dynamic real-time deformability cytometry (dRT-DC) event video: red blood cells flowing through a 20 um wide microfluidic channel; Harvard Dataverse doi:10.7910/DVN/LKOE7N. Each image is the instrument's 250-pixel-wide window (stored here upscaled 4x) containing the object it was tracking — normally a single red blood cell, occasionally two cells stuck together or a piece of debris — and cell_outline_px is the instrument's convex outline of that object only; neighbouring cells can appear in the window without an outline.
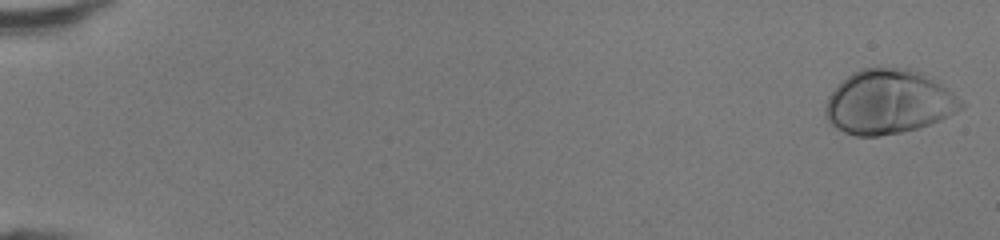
{"species": "human", "species_latin": "Homo sapiens", "temperature_condition": "room temperature", "stored_images_in_passage": 48, "camera_frame_rate_fps": 3000, "um_per_image_px": 0.085, "donor": {"sex": "female"}, "frame": {"image": 1, "passage_image": 1, "time_ms": 0.0, "image_size_px": [1000, 240], "cell_outline_px": [[964, 108], [940, 120], [916, 128], [900, 132], [880, 136], [856, 136], [844, 132], [836, 128], [824, 116], [824, 108], [828, 96], [852, 72], [860, 68], [892, 64], [916, 68], [952, 92], [964, 104]], "centroid_in_image_um": [75.51, 8.61], "position_along_channel_um": 9.5, "area_um2": 51.38}}
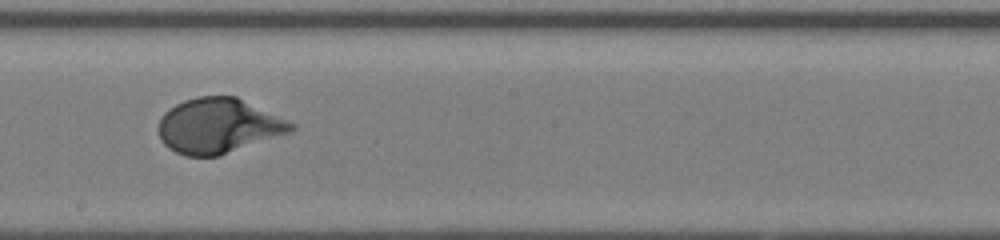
{"frame": {"image": 2, "passage_image": 29, "time_ms": 9.333, "image_size_px": [1000, 240], "cell_outline_px": [[296, 128], [292, 132], [220, 156], [184, 156], [168, 148], [160, 140], [160, 120], [164, 112], [176, 104], [184, 100], [200, 96], [236, 96], [288, 120], [296, 124]], "centroid_in_image_um": [18.6, 10.71], "position_along_channel_um": 229.6, "area_um2": 42.6}}
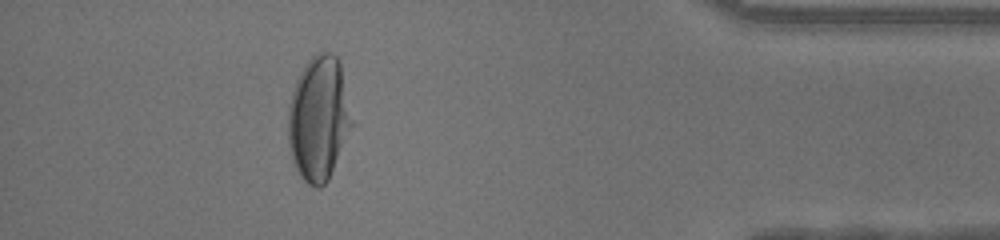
{"frame": {"image": 3, "passage_image": 44, "time_ms": 14.333, "image_size_px": [1000, 240], "cell_outline_px": [[356, 124], [328, 180], [320, 188], [316, 188], [308, 184], [300, 176], [292, 160], [288, 144], [288, 104], [296, 80], [304, 64], [316, 52], [332, 52], [340, 60]], "centroid_in_image_um": [27.14, 10.05], "position_along_channel_um": 408.1, "area_um2": 47.69}, "authors_computed_cell_mechanics": {"area_um2": 43.2922, "velocity_mm_per_s": 4.3105, "shape_relaxation_time_tau1_ms": 2.9003, "shape_relaxation_time_tau2_ms": null, "deformation_change_tau1": 0.2029, "deformation_change_tau2": null}}